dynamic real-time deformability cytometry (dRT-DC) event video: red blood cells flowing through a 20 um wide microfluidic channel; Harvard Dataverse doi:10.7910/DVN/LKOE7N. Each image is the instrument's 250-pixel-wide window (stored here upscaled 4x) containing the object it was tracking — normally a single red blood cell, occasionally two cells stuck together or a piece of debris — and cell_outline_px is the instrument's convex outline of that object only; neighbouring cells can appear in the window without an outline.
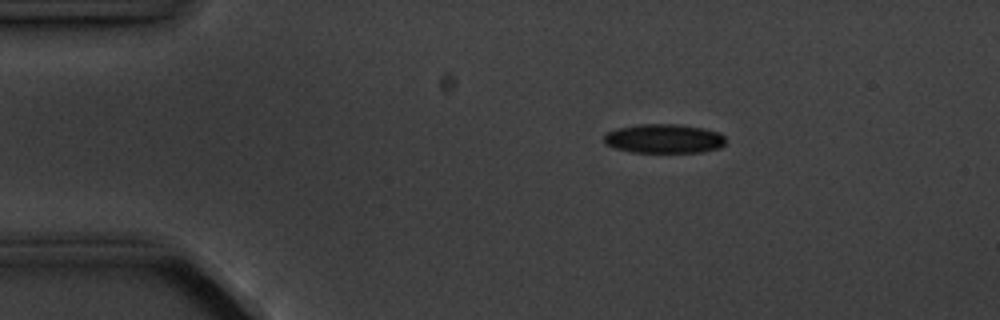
{"species": "common noctule bat (a hibernating species)", "species_latin": "Nyctalus noctula", "temperature_condition": "cold", "stored_images_in_passage": 2, "camera_frame_rate_fps": 3000, "um_per_image_px": 0.085, "animal": {"sex": "male", "body_mass_g": 20.1, "forearm_length_mm": 53.5}, "frame": {"image": 1, "passage_image": 1, "time_ms": 0.0, "image_size_px": [1000, 320], "cell_outline_px": [[724, 144], [720, 148], [700, 152], [632, 152], [616, 148], [608, 144], [604, 140], [604, 136], [608, 132], [616, 128], [636, 124], [676, 124], [700, 128], [720, 132], [724, 136]], "centroid_in_image_um": [56.44, 11.78], "position_along_channel_um": 28.6, "area_um2": 20.52}}